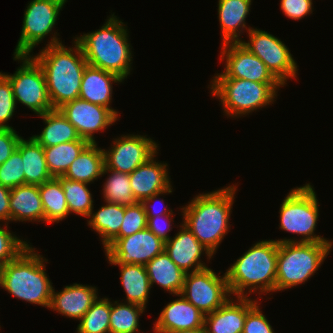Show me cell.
<instances>
[{"label": "cell", "mask_w": 333, "mask_h": 333, "mask_svg": "<svg viewBox=\"0 0 333 333\" xmlns=\"http://www.w3.org/2000/svg\"><path fill=\"white\" fill-rule=\"evenodd\" d=\"M237 184L218 188L212 192L199 193L180 207L182 223L212 254H216L231 225L230 218Z\"/></svg>", "instance_id": "6da1fadb"}, {"label": "cell", "mask_w": 333, "mask_h": 333, "mask_svg": "<svg viewBox=\"0 0 333 333\" xmlns=\"http://www.w3.org/2000/svg\"><path fill=\"white\" fill-rule=\"evenodd\" d=\"M72 46L57 44L42 47L31 54L43 69L53 109L79 98L83 72L88 65L81 45L73 38Z\"/></svg>", "instance_id": "7a4b0ae2"}, {"label": "cell", "mask_w": 333, "mask_h": 333, "mask_svg": "<svg viewBox=\"0 0 333 333\" xmlns=\"http://www.w3.org/2000/svg\"><path fill=\"white\" fill-rule=\"evenodd\" d=\"M107 17L100 29L75 35L74 39L81 45L88 65L112 72L126 80L133 70L129 29L115 13Z\"/></svg>", "instance_id": "3957f363"}, {"label": "cell", "mask_w": 333, "mask_h": 333, "mask_svg": "<svg viewBox=\"0 0 333 333\" xmlns=\"http://www.w3.org/2000/svg\"><path fill=\"white\" fill-rule=\"evenodd\" d=\"M277 255L278 243L273 239L253 244L225 272L231 295L250 297L257 293L260 299L275 292Z\"/></svg>", "instance_id": "277c9868"}, {"label": "cell", "mask_w": 333, "mask_h": 333, "mask_svg": "<svg viewBox=\"0 0 333 333\" xmlns=\"http://www.w3.org/2000/svg\"><path fill=\"white\" fill-rule=\"evenodd\" d=\"M30 245L0 268V287L30 304L50 306L53 283L46 272L48 259Z\"/></svg>", "instance_id": "5b68a950"}, {"label": "cell", "mask_w": 333, "mask_h": 333, "mask_svg": "<svg viewBox=\"0 0 333 333\" xmlns=\"http://www.w3.org/2000/svg\"><path fill=\"white\" fill-rule=\"evenodd\" d=\"M227 118H239L274 104L282 83H259L237 78H213L208 85ZM276 99V100H275Z\"/></svg>", "instance_id": "8992f818"}, {"label": "cell", "mask_w": 333, "mask_h": 333, "mask_svg": "<svg viewBox=\"0 0 333 333\" xmlns=\"http://www.w3.org/2000/svg\"><path fill=\"white\" fill-rule=\"evenodd\" d=\"M311 183L290 189L279 209V228L287 233L300 235V238L275 239L279 243H333L315 234L319 218V201ZM295 238V239H294Z\"/></svg>", "instance_id": "52a82bcc"}, {"label": "cell", "mask_w": 333, "mask_h": 333, "mask_svg": "<svg viewBox=\"0 0 333 333\" xmlns=\"http://www.w3.org/2000/svg\"><path fill=\"white\" fill-rule=\"evenodd\" d=\"M333 243L278 244L275 293L304 284L321 267Z\"/></svg>", "instance_id": "ba28073f"}, {"label": "cell", "mask_w": 333, "mask_h": 333, "mask_svg": "<svg viewBox=\"0 0 333 333\" xmlns=\"http://www.w3.org/2000/svg\"><path fill=\"white\" fill-rule=\"evenodd\" d=\"M67 1L31 0L24 11L21 35L13 55H31L34 47L42 43L47 36H50V40L46 46L61 44L62 40L58 37L60 35L54 28Z\"/></svg>", "instance_id": "9c48e42d"}, {"label": "cell", "mask_w": 333, "mask_h": 333, "mask_svg": "<svg viewBox=\"0 0 333 333\" xmlns=\"http://www.w3.org/2000/svg\"><path fill=\"white\" fill-rule=\"evenodd\" d=\"M20 62L14 74L3 73L10 81L16 105L23 104L34 114L53 110L43 69L31 55H13Z\"/></svg>", "instance_id": "30bf717a"}, {"label": "cell", "mask_w": 333, "mask_h": 333, "mask_svg": "<svg viewBox=\"0 0 333 333\" xmlns=\"http://www.w3.org/2000/svg\"><path fill=\"white\" fill-rule=\"evenodd\" d=\"M247 33L249 40L240 43L260 58L284 86L289 79H297L299 66L284 41L256 27Z\"/></svg>", "instance_id": "8fae6325"}, {"label": "cell", "mask_w": 333, "mask_h": 333, "mask_svg": "<svg viewBox=\"0 0 333 333\" xmlns=\"http://www.w3.org/2000/svg\"><path fill=\"white\" fill-rule=\"evenodd\" d=\"M220 275L209 267L186 273L180 294L205 315L212 313L231 297L226 275Z\"/></svg>", "instance_id": "7c38bea8"}, {"label": "cell", "mask_w": 333, "mask_h": 333, "mask_svg": "<svg viewBox=\"0 0 333 333\" xmlns=\"http://www.w3.org/2000/svg\"><path fill=\"white\" fill-rule=\"evenodd\" d=\"M147 136L134 133L115 138L111 148L103 149L104 167L130 174L146 163L160 149L159 144Z\"/></svg>", "instance_id": "4fadbf2b"}, {"label": "cell", "mask_w": 333, "mask_h": 333, "mask_svg": "<svg viewBox=\"0 0 333 333\" xmlns=\"http://www.w3.org/2000/svg\"><path fill=\"white\" fill-rule=\"evenodd\" d=\"M165 249V242L148 228L123 238H114L104 253L109 264L146 265Z\"/></svg>", "instance_id": "5bb4252c"}, {"label": "cell", "mask_w": 333, "mask_h": 333, "mask_svg": "<svg viewBox=\"0 0 333 333\" xmlns=\"http://www.w3.org/2000/svg\"><path fill=\"white\" fill-rule=\"evenodd\" d=\"M220 60L225 61L224 70L212 78H237L259 83H281L265 63L240 42L222 44Z\"/></svg>", "instance_id": "9a60e30c"}, {"label": "cell", "mask_w": 333, "mask_h": 333, "mask_svg": "<svg viewBox=\"0 0 333 333\" xmlns=\"http://www.w3.org/2000/svg\"><path fill=\"white\" fill-rule=\"evenodd\" d=\"M75 127L78 135L89 143H96L95 133H102L119 118L109 109L77 98L59 108Z\"/></svg>", "instance_id": "2e32d148"}, {"label": "cell", "mask_w": 333, "mask_h": 333, "mask_svg": "<svg viewBox=\"0 0 333 333\" xmlns=\"http://www.w3.org/2000/svg\"><path fill=\"white\" fill-rule=\"evenodd\" d=\"M179 228V231L174 234L175 236L165 242L164 250L170 256V259L185 273L208 267L201 257L203 255L210 261L213 255L183 223H180Z\"/></svg>", "instance_id": "e0dca14e"}, {"label": "cell", "mask_w": 333, "mask_h": 333, "mask_svg": "<svg viewBox=\"0 0 333 333\" xmlns=\"http://www.w3.org/2000/svg\"><path fill=\"white\" fill-rule=\"evenodd\" d=\"M258 301V298L231 296L217 310L205 315V333H243L246 314Z\"/></svg>", "instance_id": "ac0fdd59"}, {"label": "cell", "mask_w": 333, "mask_h": 333, "mask_svg": "<svg viewBox=\"0 0 333 333\" xmlns=\"http://www.w3.org/2000/svg\"><path fill=\"white\" fill-rule=\"evenodd\" d=\"M177 296L179 298L170 301L160 312L152 328L154 333L204 328L205 314L181 294Z\"/></svg>", "instance_id": "d6986e66"}, {"label": "cell", "mask_w": 333, "mask_h": 333, "mask_svg": "<svg viewBox=\"0 0 333 333\" xmlns=\"http://www.w3.org/2000/svg\"><path fill=\"white\" fill-rule=\"evenodd\" d=\"M157 154L129 174L131 190L138 202L172 186L168 163L157 161Z\"/></svg>", "instance_id": "ffe728a7"}, {"label": "cell", "mask_w": 333, "mask_h": 333, "mask_svg": "<svg viewBox=\"0 0 333 333\" xmlns=\"http://www.w3.org/2000/svg\"><path fill=\"white\" fill-rule=\"evenodd\" d=\"M98 297V289L87 284L73 283L60 292L53 287L49 309L79 321Z\"/></svg>", "instance_id": "44dd1931"}, {"label": "cell", "mask_w": 333, "mask_h": 333, "mask_svg": "<svg viewBox=\"0 0 333 333\" xmlns=\"http://www.w3.org/2000/svg\"><path fill=\"white\" fill-rule=\"evenodd\" d=\"M124 80L118 75L87 65L81 80L79 98L93 104L109 108L118 118V110L112 108L113 83H123Z\"/></svg>", "instance_id": "7402d4cb"}, {"label": "cell", "mask_w": 333, "mask_h": 333, "mask_svg": "<svg viewBox=\"0 0 333 333\" xmlns=\"http://www.w3.org/2000/svg\"><path fill=\"white\" fill-rule=\"evenodd\" d=\"M252 0H218V19L222 43L240 42L242 33L248 32L246 18L251 11Z\"/></svg>", "instance_id": "603a6c76"}, {"label": "cell", "mask_w": 333, "mask_h": 333, "mask_svg": "<svg viewBox=\"0 0 333 333\" xmlns=\"http://www.w3.org/2000/svg\"><path fill=\"white\" fill-rule=\"evenodd\" d=\"M44 222L39 185L24 184L10 191V222Z\"/></svg>", "instance_id": "cb8c5ba5"}, {"label": "cell", "mask_w": 333, "mask_h": 333, "mask_svg": "<svg viewBox=\"0 0 333 333\" xmlns=\"http://www.w3.org/2000/svg\"><path fill=\"white\" fill-rule=\"evenodd\" d=\"M151 287L157 284L173 297L179 295L183 289L186 273L180 269L164 250L146 265Z\"/></svg>", "instance_id": "d4e9b609"}, {"label": "cell", "mask_w": 333, "mask_h": 333, "mask_svg": "<svg viewBox=\"0 0 333 333\" xmlns=\"http://www.w3.org/2000/svg\"><path fill=\"white\" fill-rule=\"evenodd\" d=\"M16 149L23 160L24 184L41 185L52 178L43 147L32 136L28 140L21 137Z\"/></svg>", "instance_id": "484cf974"}, {"label": "cell", "mask_w": 333, "mask_h": 333, "mask_svg": "<svg viewBox=\"0 0 333 333\" xmlns=\"http://www.w3.org/2000/svg\"><path fill=\"white\" fill-rule=\"evenodd\" d=\"M120 267V283L126 293L124 302L147 308L151 290L146 267L139 264H110Z\"/></svg>", "instance_id": "4316f807"}, {"label": "cell", "mask_w": 333, "mask_h": 333, "mask_svg": "<svg viewBox=\"0 0 333 333\" xmlns=\"http://www.w3.org/2000/svg\"><path fill=\"white\" fill-rule=\"evenodd\" d=\"M104 152L96 143H89L79 156L71 163L63 177L87 184L94 183L102 177Z\"/></svg>", "instance_id": "83f0119b"}, {"label": "cell", "mask_w": 333, "mask_h": 333, "mask_svg": "<svg viewBox=\"0 0 333 333\" xmlns=\"http://www.w3.org/2000/svg\"><path fill=\"white\" fill-rule=\"evenodd\" d=\"M42 118L45 123L42 132L32 137L44 148L58 145L65 142H73L78 140V135L75 127L67 120L59 109H53L38 118Z\"/></svg>", "instance_id": "f1b7e54d"}, {"label": "cell", "mask_w": 333, "mask_h": 333, "mask_svg": "<svg viewBox=\"0 0 333 333\" xmlns=\"http://www.w3.org/2000/svg\"><path fill=\"white\" fill-rule=\"evenodd\" d=\"M98 211H94V207L87 219V225L92 231L99 234L101 244L105 248L120 232L123 223L125 206L105 202Z\"/></svg>", "instance_id": "f546056e"}, {"label": "cell", "mask_w": 333, "mask_h": 333, "mask_svg": "<svg viewBox=\"0 0 333 333\" xmlns=\"http://www.w3.org/2000/svg\"><path fill=\"white\" fill-rule=\"evenodd\" d=\"M39 193L43 204L44 223H59L70 214L65 193L56 177L39 185Z\"/></svg>", "instance_id": "4dcf8cb0"}, {"label": "cell", "mask_w": 333, "mask_h": 333, "mask_svg": "<svg viewBox=\"0 0 333 333\" xmlns=\"http://www.w3.org/2000/svg\"><path fill=\"white\" fill-rule=\"evenodd\" d=\"M89 142L81 137L73 142L44 147L45 159L52 177L63 176L71 163L79 156Z\"/></svg>", "instance_id": "1f68e13d"}, {"label": "cell", "mask_w": 333, "mask_h": 333, "mask_svg": "<svg viewBox=\"0 0 333 333\" xmlns=\"http://www.w3.org/2000/svg\"><path fill=\"white\" fill-rule=\"evenodd\" d=\"M108 175L103 184L102 193L104 202L116 203L123 206L136 204L138 201L131 190L129 174L112 169L103 168L102 176Z\"/></svg>", "instance_id": "d6a6232c"}, {"label": "cell", "mask_w": 333, "mask_h": 333, "mask_svg": "<svg viewBox=\"0 0 333 333\" xmlns=\"http://www.w3.org/2000/svg\"><path fill=\"white\" fill-rule=\"evenodd\" d=\"M65 193L70 214L88 218L94 207V200L87 183L73 181L63 176L56 177Z\"/></svg>", "instance_id": "836d02e7"}, {"label": "cell", "mask_w": 333, "mask_h": 333, "mask_svg": "<svg viewBox=\"0 0 333 333\" xmlns=\"http://www.w3.org/2000/svg\"><path fill=\"white\" fill-rule=\"evenodd\" d=\"M119 301H111L110 333H140L139 317L145 308Z\"/></svg>", "instance_id": "e575fe53"}, {"label": "cell", "mask_w": 333, "mask_h": 333, "mask_svg": "<svg viewBox=\"0 0 333 333\" xmlns=\"http://www.w3.org/2000/svg\"><path fill=\"white\" fill-rule=\"evenodd\" d=\"M111 301L98 297L79 320L76 333H110Z\"/></svg>", "instance_id": "d590c367"}, {"label": "cell", "mask_w": 333, "mask_h": 333, "mask_svg": "<svg viewBox=\"0 0 333 333\" xmlns=\"http://www.w3.org/2000/svg\"><path fill=\"white\" fill-rule=\"evenodd\" d=\"M3 226H2V225ZM8 230V223L0 222V268L14 260L30 242Z\"/></svg>", "instance_id": "8d00e7d4"}, {"label": "cell", "mask_w": 333, "mask_h": 333, "mask_svg": "<svg viewBox=\"0 0 333 333\" xmlns=\"http://www.w3.org/2000/svg\"><path fill=\"white\" fill-rule=\"evenodd\" d=\"M0 184L9 189L24 185L23 160L17 149L0 165Z\"/></svg>", "instance_id": "74e56055"}, {"label": "cell", "mask_w": 333, "mask_h": 333, "mask_svg": "<svg viewBox=\"0 0 333 333\" xmlns=\"http://www.w3.org/2000/svg\"><path fill=\"white\" fill-rule=\"evenodd\" d=\"M147 228V216L141 202L125 206L123 223L115 238H123Z\"/></svg>", "instance_id": "f35d334b"}, {"label": "cell", "mask_w": 333, "mask_h": 333, "mask_svg": "<svg viewBox=\"0 0 333 333\" xmlns=\"http://www.w3.org/2000/svg\"><path fill=\"white\" fill-rule=\"evenodd\" d=\"M17 109L13 90L9 79L0 72V128L13 129L8 121Z\"/></svg>", "instance_id": "ab89813d"}, {"label": "cell", "mask_w": 333, "mask_h": 333, "mask_svg": "<svg viewBox=\"0 0 333 333\" xmlns=\"http://www.w3.org/2000/svg\"><path fill=\"white\" fill-rule=\"evenodd\" d=\"M257 302L246 314L243 333H275Z\"/></svg>", "instance_id": "60d3db41"}, {"label": "cell", "mask_w": 333, "mask_h": 333, "mask_svg": "<svg viewBox=\"0 0 333 333\" xmlns=\"http://www.w3.org/2000/svg\"><path fill=\"white\" fill-rule=\"evenodd\" d=\"M280 8L289 19L301 20L313 13V0H281Z\"/></svg>", "instance_id": "b9f144b4"}, {"label": "cell", "mask_w": 333, "mask_h": 333, "mask_svg": "<svg viewBox=\"0 0 333 333\" xmlns=\"http://www.w3.org/2000/svg\"><path fill=\"white\" fill-rule=\"evenodd\" d=\"M174 214H165L155 217H147V228L160 238L163 242H167L172 236L169 232L172 231L174 222ZM173 221V222H172Z\"/></svg>", "instance_id": "7bdbcfd3"}, {"label": "cell", "mask_w": 333, "mask_h": 333, "mask_svg": "<svg viewBox=\"0 0 333 333\" xmlns=\"http://www.w3.org/2000/svg\"><path fill=\"white\" fill-rule=\"evenodd\" d=\"M21 137L14 128H0V165L12 155Z\"/></svg>", "instance_id": "ee69618b"}, {"label": "cell", "mask_w": 333, "mask_h": 333, "mask_svg": "<svg viewBox=\"0 0 333 333\" xmlns=\"http://www.w3.org/2000/svg\"><path fill=\"white\" fill-rule=\"evenodd\" d=\"M173 186H171L169 189L167 190H164L162 192H159L157 194H154L152 195L151 197H148V198H145L141 201L143 207H144V210H145V213H146V216L147 217H155V216H160V215H165V214H174L173 210L168 207V204L165 206L163 203L165 201V199L163 198H159L161 197L162 195H169L173 192ZM156 200H158L163 206L164 208L162 209H156L157 206L155 207H152L151 209V204L153 202H155Z\"/></svg>", "instance_id": "f6af8a7d"}, {"label": "cell", "mask_w": 333, "mask_h": 333, "mask_svg": "<svg viewBox=\"0 0 333 333\" xmlns=\"http://www.w3.org/2000/svg\"><path fill=\"white\" fill-rule=\"evenodd\" d=\"M10 191L0 184V222H10Z\"/></svg>", "instance_id": "bcb514c9"}, {"label": "cell", "mask_w": 333, "mask_h": 333, "mask_svg": "<svg viewBox=\"0 0 333 333\" xmlns=\"http://www.w3.org/2000/svg\"><path fill=\"white\" fill-rule=\"evenodd\" d=\"M173 333H205V329L204 328L185 329V330L175 331Z\"/></svg>", "instance_id": "7dc6e473"}]
</instances>
